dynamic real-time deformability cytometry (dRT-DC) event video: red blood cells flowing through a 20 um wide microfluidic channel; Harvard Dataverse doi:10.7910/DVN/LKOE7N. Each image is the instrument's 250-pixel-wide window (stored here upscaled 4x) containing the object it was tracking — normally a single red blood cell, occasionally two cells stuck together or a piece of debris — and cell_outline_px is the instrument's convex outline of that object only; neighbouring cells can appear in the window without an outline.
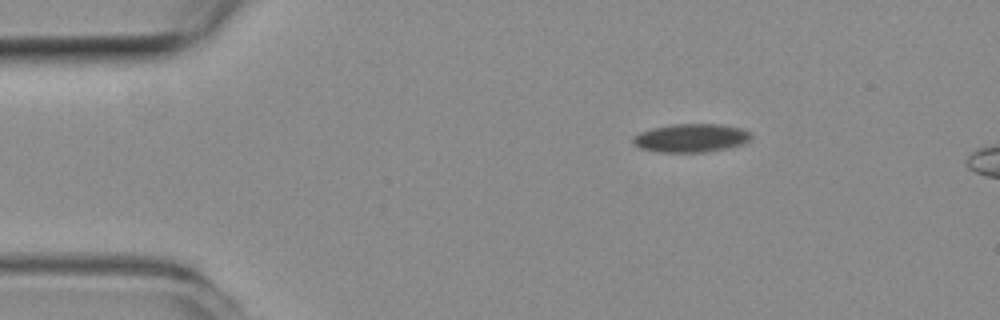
{"species": "common noctule bat (a hibernating species)", "species_latin": "Nyctalus noctula", "temperature_condition": "room temperature", "stored_images_in_passage": 6, "camera_frame_rate_fps": 3000, "um_per_image_px": 0.085, "animal": {"sex": "female", "body_mass_g": 19.3, "forearm_length_mm": 54.1}, "frame": {"image": 1, "passage_image": 1, "time_ms": 0.0, "image_size_px": [1000, 320], "cell_outline_px": [[752, 136], [744, 144], [728, 148], [704, 152], [656, 152], [640, 148], [632, 140], [632, 136], [640, 132], [652, 128], [672, 124], [720, 124], [744, 128]], "centroid_in_image_um": [58.74, 11.72], "position_along_channel_um": 26.3, "area_um2": 19.65}}